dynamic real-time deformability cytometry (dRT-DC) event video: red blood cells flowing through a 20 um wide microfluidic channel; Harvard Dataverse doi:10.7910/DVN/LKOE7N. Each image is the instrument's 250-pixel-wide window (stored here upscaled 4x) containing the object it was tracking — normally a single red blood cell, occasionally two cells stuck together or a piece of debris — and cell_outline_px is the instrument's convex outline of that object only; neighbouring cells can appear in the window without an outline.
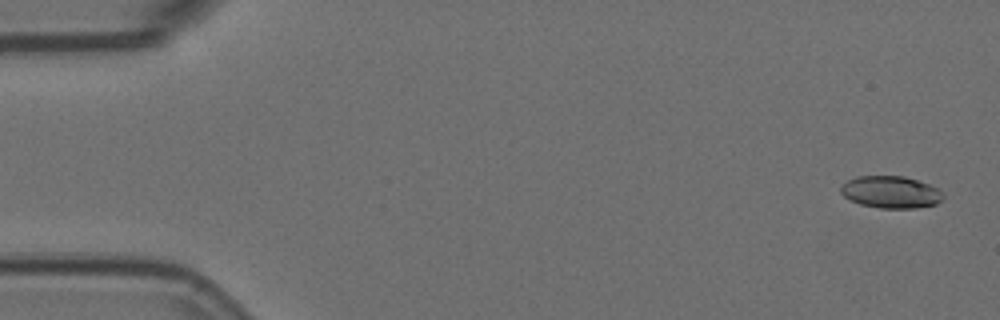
{"species": "Egyptian fruit bat (a non-hibernating species)", "species_latin": "Rousettus aegyptiacus", "temperature_condition": "room temperature", "stored_images_in_passage": 10, "camera_frame_rate_fps": 3000, "um_per_image_px": 0.085, "animal": {"sex": "female"}, "frame": {"image": 1, "passage_image": 1, "time_ms": 0.0, "image_size_px": [1000, 320], "cell_outline_px": [[944, 200], [936, 204], [916, 208], [880, 208], [860, 204], [844, 196], [840, 192], [840, 188], [848, 180], [856, 176], [904, 176], [940, 188], [944, 192]], "centroid_in_image_um": [75.77, 16.33], "position_along_channel_um": 9.2, "area_um2": 19.25}}
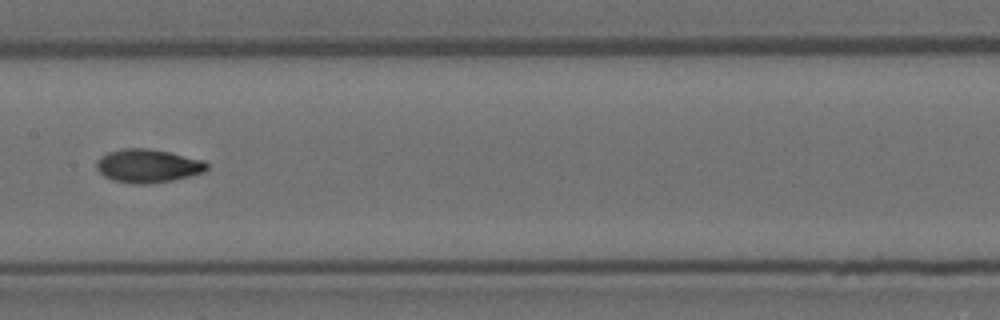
{"frame": {"image": 2, "passage_image": 7, "time_ms": 2.0, "image_size_px": [1000, 320], "cell_outline_px": [[208, 168], [204, 172], [192, 176], [172, 180], [148, 184], [128, 184], [112, 180], [104, 176], [96, 168], [96, 160], [100, 156], [108, 152], [124, 148], [148, 148], [168, 152], [204, 160], [208, 164]], "centroid_in_image_um": [12.55, 14.11], "position_along_channel_um": 194.8, "area_um2": 21.73}}
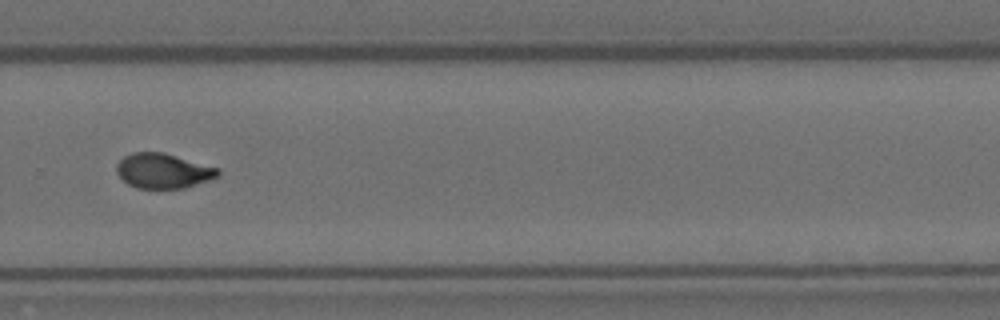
{"frame": {"image": 3, "passage_image": 10, "time_ms": 3.0, "image_size_px": [1000, 320], "cell_outline_px": [[220, 176], [212, 180], [184, 188], [136, 188], [128, 184], [116, 172], [116, 164], [124, 156], [132, 152], [164, 152], [220, 168]], "centroid_in_image_um": [13.91, 14.52], "position_along_channel_um": 315.9, "area_um2": 20.87}}